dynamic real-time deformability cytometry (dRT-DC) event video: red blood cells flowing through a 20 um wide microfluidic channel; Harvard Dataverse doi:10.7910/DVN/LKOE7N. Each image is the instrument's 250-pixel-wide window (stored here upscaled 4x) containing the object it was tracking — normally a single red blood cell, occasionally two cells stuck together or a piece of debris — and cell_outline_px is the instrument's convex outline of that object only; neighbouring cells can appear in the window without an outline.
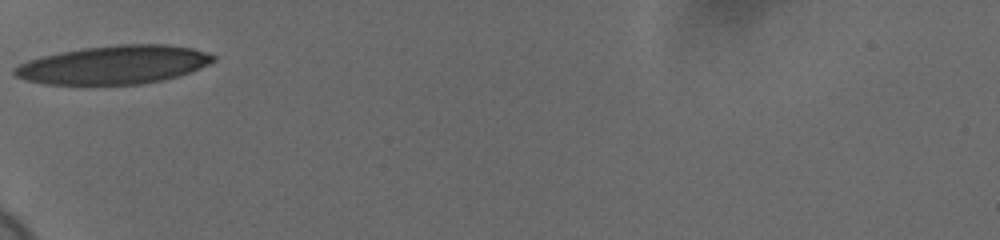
{"species": "human", "species_latin": "Homo sapiens", "temperature_condition": "cold", "stored_images_in_passage": 28, "camera_frame_rate_fps": 3000, "um_per_image_px": 0.085, "donor": {"sex": "female"}, "frame": {"image": 1, "passage_image": 1, "time_ms": 0.0, "image_size_px": [1000, 240], "cell_outline_px": [[216, 60], [200, 68], [164, 80], [140, 84], [44, 84], [24, 80], [16, 76], [12, 72], [12, 68], [28, 60], [60, 52], [84, 48], [116, 44], [168, 44], [192, 48], [216, 56]], "centroid_in_image_um": [9.66, 5.5], "position_along_channel_um": 75.3, "area_um2": 44.45}}
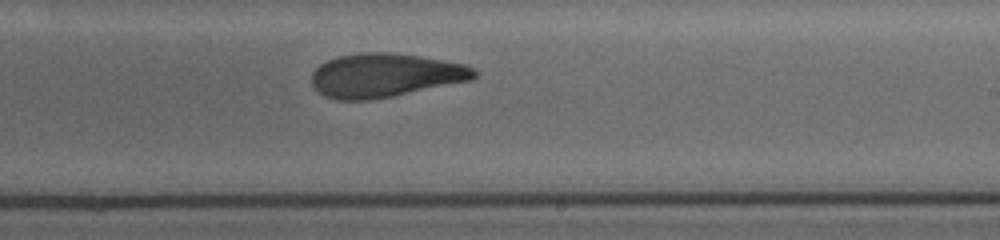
{"frame": {"image": 2, "passage_image": 16, "time_ms": 5.0, "image_size_px": [1000, 240], "cell_outline_px": [[480, 72], [472, 80], [392, 96], [368, 100], [336, 100], [324, 96], [312, 84], [312, 72], [320, 64], [328, 60], [340, 56], [360, 52], [392, 52], [420, 56], [464, 64], [476, 68]], "centroid_in_image_um": [32.76, 6.39], "position_along_channel_um": 256.2, "area_um2": 41.56}}
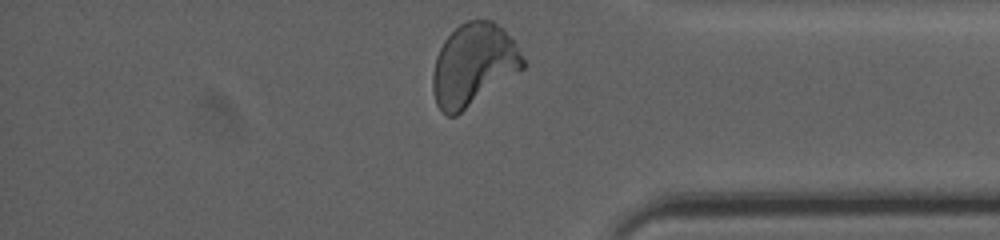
{"frame": {"image": 3, "passage_image": 28, "time_ms": 9.0, "image_size_px": [1000, 240], "cell_outline_px": [[524, 68], [456, 116], [448, 116], [436, 104], [432, 92], [432, 72], [436, 56], [444, 40], [460, 24], [468, 20], [492, 20], [512, 40], [520, 52], [524, 60]], "centroid_in_image_um": [40.2, 5.53], "position_along_channel_um": 395.0, "area_um2": 42.6}, "authors_computed_cell_mechanics": {"area_um2": 42.3385, "velocity_mm_per_s": 3.6681, "shape_relaxation_time_tau1_ms": 3.8209, "shape_relaxation_time_tau2_ms": 2.097, "deformation_change_tau1": 0.1498, "deformation_change_tau2": 0.0867}}